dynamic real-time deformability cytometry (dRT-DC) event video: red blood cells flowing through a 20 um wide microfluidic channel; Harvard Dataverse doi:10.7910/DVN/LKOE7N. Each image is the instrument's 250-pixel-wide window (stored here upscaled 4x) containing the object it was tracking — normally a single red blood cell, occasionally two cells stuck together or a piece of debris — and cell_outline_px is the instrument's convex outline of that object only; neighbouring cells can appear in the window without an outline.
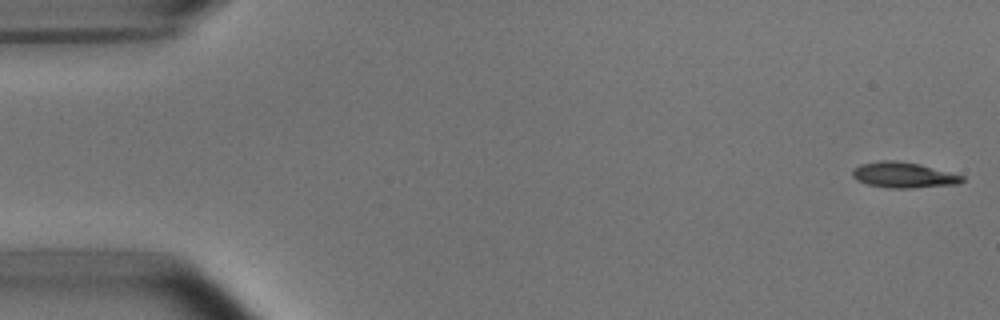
{"species": "common noctule bat (a hibernating species)", "species_latin": "Nyctalus noctula", "temperature_condition": "room temperature", "stored_images_in_passage": 53, "camera_frame_rate_fps": 3000, "um_per_image_px": 0.085, "animal": {"sex": "male", "body_mass_g": 15.6}, "frame": {"image": 1, "passage_image": 1, "time_ms": 0.0, "image_size_px": [1000, 320], "cell_outline_px": [[964, 180], [956, 184], [912, 188], [892, 188], [868, 184], [856, 180], [852, 176], [852, 172], [860, 164], [880, 160], [892, 160], [920, 164], [964, 176]], "centroid_in_image_um": [76.78, 14.87], "position_along_channel_um": 8.2, "area_um2": 16.18}}
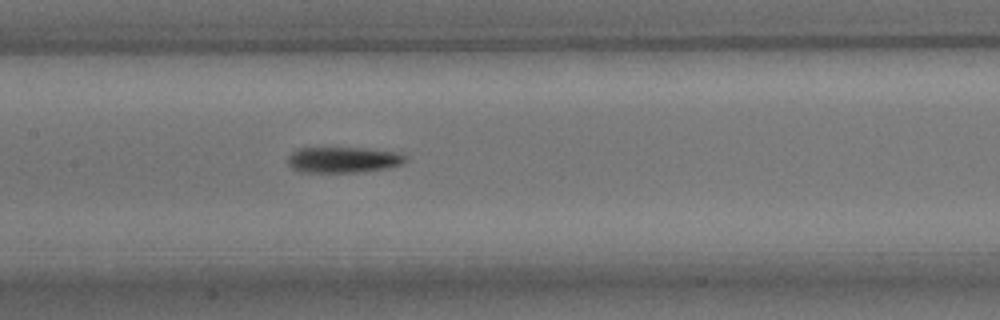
{"frame": {"image": 2, "passage_image": 25, "time_ms": 8.0, "image_size_px": [1000, 320], "cell_outline_px": [[408, 160], [404, 164], [388, 168], [364, 172], [300, 172], [292, 168], [288, 164], [288, 156], [296, 148], [364, 148], [404, 152], [408, 156]], "centroid_in_image_um": [29.27, 13.58], "position_along_channel_um": 178.1, "area_um2": 18.21}}
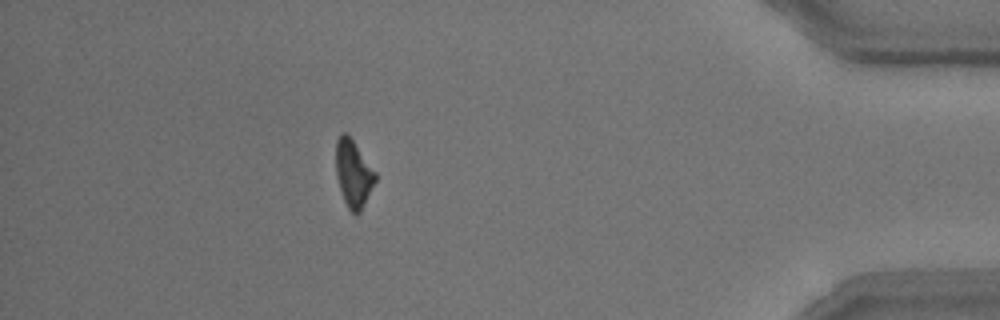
{"frame": {"image": 3, "passage_image": 47, "time_ms": 15.333, "image_size_px": [1000, 320], "cell_outline_px": [[376, 180], [360, 212], [356, 216], [348, 208], [344, 200], [336, 176], [336, 140], [340, 132], [348, 132], [376, 172]], "centroid_in_image_um": [30.03, 14.7], "position_along_channel_um": 405.2, "area_um2": 15.55}, "authors_computed_cell_mechanics": {"area_um2": 16.5886, "velocity_mm_per_s": 3.7529, "shape_relaxation_time_tau1_ms": 3.4419, "shape_relaxation_time_tau2_ms": null, "deformation_change_tau1": 0.1543, "deformation_change_tau2": null}}